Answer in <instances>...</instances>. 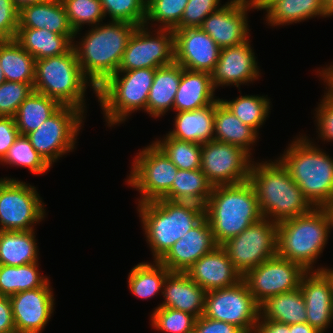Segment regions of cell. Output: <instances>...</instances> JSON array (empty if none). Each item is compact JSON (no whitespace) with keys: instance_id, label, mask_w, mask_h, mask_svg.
Segmentation results:
<instances>
[{"instance_id":"obj_1","label":"cell","mask_w":333,"mask_h":333,"mask_svg":"<svg viewBox=\"0 0 333 333\" xmlns=\"http://www.w3.org/2000/svg\"><path fill=\"white\" fill-rule=\"evenodd\" d=\"M252 163L248 182L264 218L280 223L305 215L314 208L279 160Z\"/></svg>"},{"instance_id":"obj_2","label":"cell","mask_w":333,"mask_h":333,"mask_svg":"<svg viewBox=\"0 0 333 333\" xmlns=\"http://www.w3.org/2000/svg\"><path fill=\"white\" fill-rule=\"evenodd\" d=\"M137 25L114 21L96 25L79 44H73L84 76L98 89L118 71L123 53Z\"/></svg>"},{"instance_id":"obj_3","label":"cell","mask_w":333,"mask_h":333,"mask_svg":"<svg viewBox=\"0 0 333 333\" xmlns=\"http://www.w3.org/2000/svg\"><path fill=\"white\" fill-rule=\"evenodd\" d=\"M204 209L218 246L263 218L259 201L248 180L214 186Z\"/></svg>"},{"instance_id":"obj_4","label":"cell","mask_w":333,"mask_h":333,"mask_svg":"<svg viewBox=\"0 0 333 333\" xmlns=\"http://www.w3.org/2000/svg\"><path fill=\"white\" fill-rule=\"evenodd\" d=\"M138 212L154 261H159L205 217L202 205L163 198L138 204Z\"/></svg>"},{"instance_id":"obj_5","label":"cell","mask_w":333,"mask_h":333,"mask_svg":"<svg viewBox=\"0 0 333 333\" xmlns=\"http://www.w3.org/2000/svg\"><path fill=\"white\" fill-rule=\"evenodd\" d=\"M282 155L278 160L314 208H323L333 201L332 157L306 136L292 141Z\"/></svg>"},{"instance_id":"obj_6","label":"cell","mask_w":333,"mask_h":333,"mask_svg":"<svg viewBox=\"0 0 333 333\" xmlns=\"http://www.w3.org/2000/svg\"><path fill=\"white\" fill-rule=\"evenodd\" d=\"M330 222L323 208L284 220L277 226V255L301 265L307 272L323 252L330 233Z\"/></svg>"},{"instance_id":"obj_7","label":"cell","mask_w":333,"mask_h":333,"mask_svg":"<svg viewBox=\"0 0 333 333\" xmlns=\"http://www.w3.org/2000/svg\"><path fill=\"white\" fill-rule=\"evenodd\" d=\"M72 48L68 53L36 60L34 91L57 100L61 105L76 107L85 112L86 86L88 82ZM90 83V85H88Z\"/></svg>"},{"instance_id":"obj_8","label":"cell","mask_w":333,"mask_h":333,"mask_svg":"<svg viewBox=\"0 0 333 333\" xmlns=\"http://www.w3.org/2000/svg\"><path fill=\"white\" fill-rule=\"evenodd\" d=\"M155 70L117 71L97 89L96 96L109 127L124 122L134 111L143 109L147 112V99Z\"/></svg>"},{"instance_id":"obj_9","label":"cell","mask_w":333,"mask_h":333,"mask_svg":"<svg viewBox=\"0 0 333 333\" xmlns=\"http://www.w3.org/2000/svg\"><path fill=\"white\" fill-rule=\"evenodd\" d=\"M83 113L76 107L62 105L38 129L26 135L34 149L51 167L62 155L75 148L85 117Z\"/></svg>"},{"instance_id":"obj_10","label":"cell","mask_w":333,"mask_h":333,"mask_svg":"<svg viewBox=\"0 0 333 333\" xmlns=\"http://www.w3.org/2000/svg\"><path fill=\"white\" fill-rule=\"evenodd\" d=\"M16 179L0 178V231L35 230L45 209L34 186Z\"/></svg>"},{"instance_id":"obj_11","label":"cell","mask_w":333,"mask_h":333,"mask_svg":"<svg viewBox=\"0 0 333 333\" xmlns=\"http://www.w3.org/2000/svg\"><path fill=\"white\" fill-rule=\"evenodd\" d=\"M277 226L263 217L221 245L242 277L277 255Z\"/></svg>"},{"instance_id":"obj_12","label":"cell","mask_w":333,"mask_h":333,"mask_svg":"<svg viewBox=\"0 0 333 333\" xmlns=\"http://www.w3.org/2000/svg\"><path fill=\"white\" fill-rule=\"evenodd\" d=\"M133 161L127 183L141 193L138 204L161 199L171 190L178 168L154 141Z\"/></svg>"},{"instance_id":"obj_13","label":"cell","mask_w":333,"mask_h":333,"mask_svg":"<svg viewBox=\"0 0 333 333\" xmlns=\"http://www.w3.org/2000/svg\"><path fill=\"white\" fill-rule=\"evenodd\" d=\"M203 316L235 325L244 333H253L260 308L241 280L234 286L206 292Z\"/></svg>"},{"instance_id":"obj_14","label":"cell","mask_w":333,"mask_h":333,"mask_svg":"<svg viewBox=\"0 0 333 333\" xmlns=\"http://www.w3.org/2000/svg\"><path fill=\"white\" fill-rule=\"evenodd\" d=\"M145 27L137 26L130 37L118 71L157 69L175 62L174 31L158 28L154 37Z\"/></svg>"},{"instance_id":"obj_15","label":"cell","mask_w":333,"mask_h":333,"mask_svg":"<svg viewBox=\"0 0 333 333\" xmlns=\"http://www.w3.org/2000/svg\"><path fill=\"white\" fill-rule=\"evenodd\" d=\"M201 148L200 169L213 186L248 180L252 160L242 148L215 140L203 143Z\"/></svg>"},{"instance_id":"obj_16","label":"cell","mask_w":333,"mask_h":333,"mask_svg":"<svg viewBox=\"0 0 333 333\" xmlns=\"http://www.w3.org/2000/svg\"><path fill=\"white\" fill-rule=\"evenodd\" d=\"M306 273L301 265L275 255L248 271L242 280L260 305L269 297L298 289Z\"/></svg>"},{"instance_id":"obj_17","label":"cell","mask_w":333,"mask_h":333,"mask_svg":"<svg viewBox=\"0 0 333 333\" xmlns=\"http://www.w3.org/2000/svg\"><path fill=\"white\" fill-rule=\"evenodd\" d=\"M253 9L251 0H230L211 13L199 27L222 49L250 40L247 11Z\"/></svg>"},{"instance_id":"obj_18","label":"cell","mask_w":333,"mask_h":333,"mask_svg":"<svg viewBox=\"0 0 333 333\" xmlns=\"http://www.w3.org/2000/svg\"><path fill=\"white\" fill-rule=\"evenodd\" d=\"M50 284L48 282L44 287L18 292L9 297L16 331L20 333L43 331L55 305Z\"/></svg>"},{"instance_id":"obj_19","label":"cell","mask_w":333,"mask_h":333,"mask_svg":"<svg viewBox=\"0 0 333 333\" xmlns=\"http://www.w3.org/2000/svg\"><path fill=\"white\" fill-rule=\"evenodd\" d=\"M174 31L175 63L192 71L211 72L221 48L201 28Z\"/></svg>"},{"instance_id":"obj_20","label":"cell","mask_w":333,"mask_h":333,"mask_svg":"<svg viewBox=\"0 0 333 333\" xmlns=\"http://www.w3.org/2000/svg\"><path fill=\"white\" fill-rule=\"evenodd\" d=\"M259 66L249 40L242 44L225 47L220 50L219 59L210 72L215 89L218 86L235 85L258 79Z\"/></svg>"},{"instance_id":"obj_21","label":"cell","mask_w":333,"mask_h":333,"mask_svg":"<svg viewBox=\"0 0 333 333\" xmlns=\"http://www.w3.org/2000/svg\"><path fill=\"white\" fill-rule=\"evenodd\" d=\"M217 246L208 219L204 217L174 243L159 262L170 272H186L203 255L212 252Z\"/></svg>"},{"instance_id":"obj_22","label":"cell","mask_w":333,"mask_h":333,"mask_svg":"<svg viewBox=\"0 0 333 333\" xmlns=\"http://www.w3.org/2000/svg\"><path fill=\"white\" fill-rule=\"evenodd\" d=\"M299 288L305 301L306 323L324 333L332 323L333 285L330 278L323 271H309L302 277Z\"/></svg>"},{"instance_id":"obj_23","label":"cell","mask_w":333,"mask_h":333,"mask_svg":"<svg viewBox=\"0 0 333 333\" xmlns=\"http://www.w3.org/2000/svg\"><path fill=\"white\" fill-rule=\"evenodd\" d=\"M185 273L206 292L228 288L242 280L221 246L203 255Z\"/></svg>"},{"instance_id":"obj_24","label":"cell","mask_w":333,"mask_h":333,"mask_svg":"<svg viewBox=\"0 0 333 333\" xmlns=\"http://www.w3.org/2000/svg\"><path fill=\"white\" fill-rule=\"evenodd\" d=\"M162 294L165 299L159 306L188 312L196 318L203 315L206 291L185 272H170Z\"/></svg>"},{"instance_id":"obj_25","label":"cell","mask_w":333,"mask_h":333,"mask_svg":"<svg viewBox=\"0 0 333 333\" xmlns=\"http://www.w3.org/2000/svg\"><path fill=\"white\" fill-rule=\"evenodd\" d=\"M31 28L75 36L61 0H47L19 10L18 29Z\"/></svg>"},{"instance_id":"obj_26","label":"cell","mask_w":333,"mask_h":333,"mask_svg":"<svg viewBox=\"0 0 333 333\" xmlns=\"http://www.w3.org/2000/svg\"><path fill=\"white\" fill-rule=\"evenodd\" d=\"M215 87L209 72L183 69L173 110L190 111L209 106L216 102Z\"/></svg>"},{"instance_id":"obj_27","label":"cell","mask_w":333,"mask_h":333,"mask_svg":"<svg viewBox=\"0 0 333 333\" xmlns=\"http://www.w3.org/2000/svg\"><path fill=\"white\" fill-rule=\"evenodd\" d=\"M216 102L190 111L177 112L175 129L168 136L182 141L203 144L213 140Z\"/></svg>"},{"instance_id":"obj_28","label":"cell","mask_w":333,"mask_h":333,"mask_svg":"<svg viewBox=\"0 0 333 333\" xmlns=\"http://www.w3.org/2000/svg\"><path fill=\"white\" fill-rule=\"evenodd\" d=\"M183 69L174 62L155 70L147 99V113L152 117L163 116L173 108Z\"/></svg>"},{"instance_id":"obj_29","label":"cell","mask_w":333,"mask_h":333,"mask_svg":"<svg viewBox=\"0 0 333 333\" xmlns=\"http://www.w3.org/2000/svg\"><path fill=\"white\" fill-rule=\"evenodd\" d=\"M258 134L252 127L244 124L218 98L214 115L213 140L236 145L251 155V147Z\"/></svg>"},{"instance_id":"obj_30","label":"cell","mask_w":333,"mask_h":333,"mask_svg":"<svg viewBox=\"0 0 333 333\" xmlns=\"http://www.w3.org/2000/svg\"><path fill=\"white\" fill-rule=\"evenodd\" d=\"M75 36L59 35L46 29H18L15 41L35 60L68 53Z\"/></svg>"},{"instance_id":"obj_31","label":"cell","mask_w":333,"mask_h":333,"mask_svg":"<svg viewBox=\"0 0 333 333\" xmlns=\"http://www.w3.org/2000/svg\"><path fill=\"white\" fill-rule=\"evenodd\" d=\"M259 319L288 325L306 323V307L300 288L267 298L259 305Z\"/></svg>"},{"instance_id":"obj_32","label":"cell","mask_w":333,"mask_h":333,"mask_svg":"<svg viewBox=\"0 0 333 333\" xmlns=\"http://www.w3.org/2000/svg\"><path fill=\"white\" fill-rule=\"evenodd\" d=\"M34 230L0 231V265L21 266L38 262Z\"/></svg>"},{"instance_id":"obj_33","label":"cell","mask_w":333,"mask_h":333,"mask_svg":"<svg viewBox=\"0 0 333 333\" xmlns=\"http://www.w3.org/2000/svg\"><path fill=\"white\" fill-rule=\"evenodd\" d=\"M213 187L201 169H178L171 190L163 199L173 202H192L205 206Z\"/></svg>"},{"instance_id":"obj_34","label":"cell","mask_w":333,"mask_h":333,"mask_svg":"<svg viewBox=\"0 0 333 333\" xmlns=\"http://www.w3.org/2000/svg\"><path fill=\"white\" fill-rule=\"evenodd\" d=\"M0 65L6 81L34 85L36 60L15 40L0 41Z\"/></svg>"},{"instance_id":"obj_35","label":"cell","mask_w":333,"mask_h":333,"mask_svg":"<svg viewBox=\"0 0 333 333\" xmlns=\"http://www.w3.org/2000/svg\"><path fill=\"white\" fill-rule=\"evenodd\" d=\"M329 17L324 0H279L266 14L271 26L289 25L316 17Z\"/></svg>"},{"instance_id":"obj_36","label":"cell","mask_w":333,"mask_h":333,"mask_svg":"<svg viewBox=\"0 0 333 333\" xmlns=\"http://www.w3.org/2000/svg\"><path fill=\"white\" fill-rule=\"evenodd\" d=\"M62 105L55 99L33 91L14 116L20 135H27L53 115Z\"/></svg>"},{"instance_id":"obj_37","label":"cell","mask_w":333,"mask_h":333,"mask_svg":"<svg viewBox=\"0 0 333 333\" xmlns=\"http://www.w3.org/2000/svg\"><path fill=\"white\" fill-rule=\"evenodd\" d=\"M38 262L21 266L0 265V296H12L18 292L44 287L48 277L40 276Z\"/></svg>"},{"instance_id":"obj_38","label":"cell","mask_w":333,"mask_h":333,"mask_svg":"<svg viewBox=\"0 0 333 333\" xmlns=\"http://www.w3.org/2000/svg\"><path fill=\"white\" fill-rule=\"evenodd\" d=\"M154 263L141 262L135 265L129 273V290L138 298H152L163 291L164 281L170 271L159 261H154Z\"/></svg>"},{"instance_id":"obj_39","label":"cell","mask_w":333,"mask_h":333,"mask_svg":"<svg viewBox=\"0 0 333 333\" xmlns=\"http://www.w3.org/2000/svg\"><path fill=\"white\" fill-rule=\"evenodd\" d=\"M180 170H195L201 167V144L182 141L166 135L154 142Z\"/></svg>"},{"instance_id":"obj_40","label":"cell","mask_w":333,"mask_h":333,"mask_svg":"<svg viewBox=\"0 0 333 333\" xmlns=\"http://www.w3.org/2000/svg\"><path fill=\"white\" fill-rule=\"evenodd\" d=\"M244 124L252 127L257 133L269 115L270 99L264 96L245 95L235 100L220 99Z\"/></svg>"},{"instance_id":"obj_41","label":"cell","mask_w":333,"mask_h":333,"mask_svg":"<svg viewBox=\"0 0 333 333\" xmlns=\"http://www.w3.org/2000/svg\"><path fill=\"white\" fill-rule=\"evenodd\" d=\"M13 166L27 167L33 174H44L51 167L34 149L26 135H20L0 161Z\"/></svg>"},{"instance_id":"obj_42","label":"cell","mask_w":333,"mask_h":333,"mask_svg":"<svg viewBox=\"0 0 333 333\" xmlns=\"http://www.w3.org/2000/svg\"><path fill=\"white\" fill-rule=\"evenodd\" d=\"M75 36L84 24L99 25L105 14L100 0H61Z\"/></svg>"},{"instance_id":"obj_43","label":"cell","mask_w":333,"mask_h":333,"mask_svg":"<svg viewBox=\"0 0 333 333\" xmlns=\"http://www.w3.org/2000/svg\"><path fill=\"white\" fill-rule=\"evenodd\" d=\"M189 0H147L146 19L160 23L161 29H174L181 21L185 7Z\"/></svg>"},{"instance_id":"obj_44","label":"cell","mask_w":333,"mask_h":333,"mask_svg":"<svg viewBox=\"0 0 333 333\" xmlns=\"http://www.w3.org/2000/svg\"><path fill=\"white\" fill-rule=\"evenodd\" d=\"M151 314L152 327L166 333H193L196 317L188 312L158 306Z\"/></svg>"},{"instance_id":"obj_45","label":"cell","mask_w":333,"mask_h":333,"mask_svg":"<svg viewBox=\"0 0 333 333\" xmlns=\"http://www.w3.org/2000/svg\"><path fill=\"white\" fill-rule=\"evenodd\" d=\"M105 16L110 20L144 25L147 0H100Z\"/></svg>"},{"instance_id":"obj_46","label":"cell","mask_w":333,"mask_h":333,"mask_svg":"<svg viewBox=\"0 0 333 333\" xmlns=\"http://www.w3.org/2000/svg\"><path fill=\"white\" fill-rule=\"evenodd\" d=\"M34 91L30 83L5 81L0 85V116L14 117L21 103Z\"/></svg>"},{"instance_id":"obj_47","label":"cell","mask_w":333,"mask_h":333,"mask_svg":"<svg viewBox=\"0 0 333 333\" xmlns=\"http://www.w3.org/2000/svg\"><path fill=\"white\" fill-rule=\"evenodd\" d=\"M220 0H189L180 23L173 30L200 27L203 21L217 11Z\"/></svg>"},{"instance_id":"obj_48","label":"cell","mask_w":333,"mask_h":333,"mask_svg":"<svg viewBox=\"0 0 333 333\" xmlns=\"http://www.w3.org/2000/svg\"><path fill=\"white\" fill-rule=\"evenodd\" d=\"M316 108L318 134L324 141H333V90L329 87Z\"/></svg>"},{"instance_id":"obj_49","label":"cell","mask_w":333,"mask_h":333,"mask_svg":"<svg viewBox=\"0 0 333 333\" xmlns=\"http://www.w3.org/2000/svg\"><path fill=\"white\" fill-rule=\"evenodd\" d=\"M18 19L19 11L12 0H0V41L15 39Z\"/></svg>"},{"instance_id":"obj_50","label":"cell","mask_w":333,"mask_h":333,"mask_svg":"<svg viewBox=\"0 0 333 333\" xmlns=\"http://www.w3.org/2000/svg\"><path fill=\"white\" fill-rule=\"evenodd\" d=\"M193 333H244L235 325L206 318L203 315L196 318Z\"/></svg>"},{"instance_id":"obj_51","label":"cell","mask_w":333,"mask_h":333,"mask_svg":"<svg viewBox=\"0 0 333 333\" xmlns=\"http://www.w3.org/2000/svg\"><path fill=\"white\" fill-rule=\"evenodd\" d=\"M19 136L14 117L0 116V161L7 154L8 149Z\"/></svg>"},{"instance_id":"obj_52","label":"cell","mask_w":333,"mask_h":333,"mask_svg":"<svg viewBox=\"0 0 333 333\" xmlns=\"http://www.w3.org/2000/svg\"><path fill=\"white\" fill-rule=\"evenodd\" d=\"M12 304L8 296H0V333L15 331Z\"/></svg>"},{"instance_id":"obj_53","label":"cell","mask_w":333,"mask_h":333,"mask_svg":"<svg viewBox=\"0 0 333 333\" xmlns=\"http://www.w3.org/2000/svg\"><path fill=\"white\" fill-rule=\"evenodd\" d=\"M253 333H290L289 325L268 319H258Z\"/></svg>"},{"instance_id":"obj_54","label":"cell","mask_w":333,"mask_h":333,"mask_svg":"<svg viewBox=\"0 0 333 333\" xmlns=\"http://www.w3.org/2000/svg\"><path fill=\"white\" fill-rule=\"evenodd\" d=\"M290 333H320L308 323H297L289 325Z\"/></svg>"},{"instance_id":"obj_55","label":"cell","mask_w":333,"mask_h":333,"mask_svg":"<svg viewBox=\"0 0 333 333\" xmlns=\"http://www.w3.org/2000/svg\"><path fill=\"white\" fill-rule=\"evenodd\" d=\"M279 0H251L253 9L266 10V12Z\"/></svg>"},{"instance_id":"obj_56","label":"cell","mask_w":333,"mask_h":333,"mask_svg":"<svg viewBox=\"0 0 333 333\" xmlns=\"http://www.w3.org/2000/svg\"><path fill=\"white\" fill-rule=\"evenodd\" d=\"M45 1L47 0H12L13 4L15 5L18 11L26 6L42 3Z\"/></svg>"},{"instance_id":"obj_57","label":"cell","mask_w":333,"mask_h":333,"mask_svg":"<svg viewBox=\"0 0 333 333\" xmlns=\"http://www.w3.org/2000/svg\"><path fill=\"white\" fill-rule=\"evenodd\" d=\"M323 209L326 211L327 216L329 218L330 222V229L333 228V201L323 207Z\"/></svg>"},{"instance_id":"obj_58","label":"cell","mask_w":333,"mask_h":333,"mask_svg":"<svg viewBox=\"0 0 333 333\" xmlns=\"http://www.w3.org/2000/svg\"><path fill=\"white\" fill-rule=\"evenodd\" d=\"M314 271H323L331 280L332 282V285H333V269H327V268H317V269H314Z\"/></svg>"},{"instance_id":"obj_59","label":"cell","mask_w":333,"mask_h":333,"mask_svg":"<svg viewBox=\"0 0 333 333\" xmlns=\"http://www.w3.org/2000/svg\"><path fill=\"white\" fill-rule=\"evenodd\" d=\"M328 16L333 15V0H324Z\"/></svg>"},{"instance_id":"obj_60","label":"cell","mask_w":333,"mask_h":333,"mask_svg":"<svg viewBox=\"0 0 333 333\" xmlns=\"http://www.w3.org/2000/svg\"><path fill=\"white\" fill-rule=\"evenodd\" d=\"M5 78H4V72L2 71L1 65H0V85L3 84L5 82Z\"/></svg>"},{"instance_id":"obj_61","label":"cell","mask_w":333,"mask_h":333,"mask_svg":"<svg viewBox=\"0 0 333 333\" xmlns=\"http://www.w3.org/2000/svg\"><path fill=\"white\" fill-rule=\"evenodd\" d=\"M8 333H20V332H18V331H11V332H8Z\"/></svg>"}]
</instances>
